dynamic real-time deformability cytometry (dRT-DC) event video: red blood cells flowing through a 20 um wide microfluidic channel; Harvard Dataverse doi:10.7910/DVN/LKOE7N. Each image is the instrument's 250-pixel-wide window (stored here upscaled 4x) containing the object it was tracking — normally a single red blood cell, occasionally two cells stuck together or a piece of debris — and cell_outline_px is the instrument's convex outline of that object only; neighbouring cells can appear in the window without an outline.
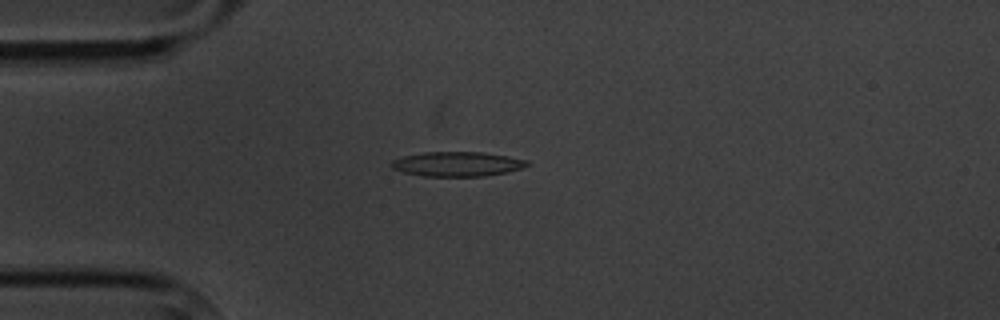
{"species": "common noctule bat (a hibernating species)", "species_latin": "Nyctalus noctula", "temperature_condition": "cold", "stored_images_in_passage": 6, "camera_frame_rate_fps": 3000, "um_per_image_px": 0.085, "animal": {"sex": "male", "body_mass_g": 20.1, "forearm_length_mm": 53.5}, "frame": {"image": 1, "passage_image": 2, "time_ms": 1.333, "image_size_px": [1000, 320], "cell_outline_px": [[532, 164], [520, 168], [504, 172], [484, 176], [424, 176], [404, 172], [392, 168], [388, 164], [392, 160], [404, 156], [424, 152], [480, 152], [508, 156], [528, 160]], "centroid_in_image_um": [38.85, 13.93], "position_along_channel_um": 46.2, "area_um2": 19.36}}
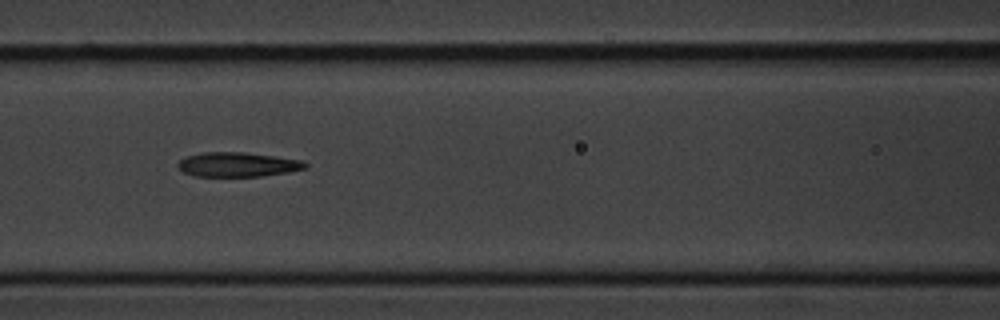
{"frame": {"image": 2, "passage_image": 5, "time_ms": 4.667, "image_size_px": [1000, 320], "cell_outline_px": [[308, 168], [288, 172], [260, 176], [192, 176], [184, 172], [176, 164], [180, 160], [188, 156], [204, 152], [244, 152], [300, 160], [308, 164]], "centroid_in_image_um": [20.2, 13.99], "position_along_channel_um": 146.4, "area_um2": 17.98}}
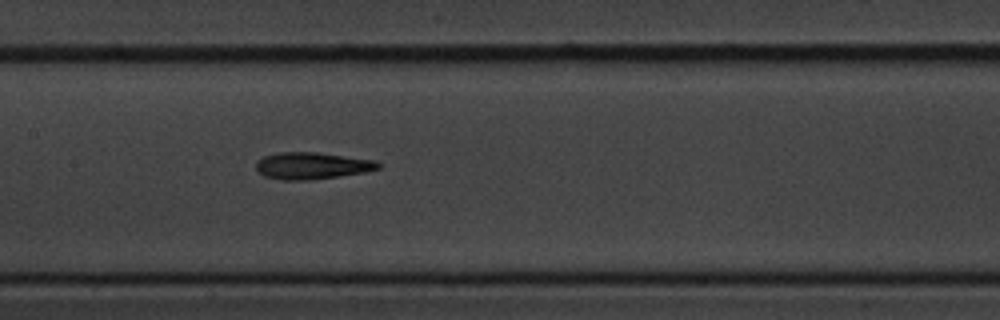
{"frame": {"image": 3, "passage_image": 6, "time_ms": 5.667, "image_size_px": [1000, 320], "cell_outline_px": [[380, 168], [364, 172], [340, 176], [308, 180], [284, 180], [264, 176], [256, 168], [256, 160], [264, 156], [280, 152], [316, 152], [376, 160], [380, 164]], "centroid_in_image_um": [26.51, 14.08], "position_along_channel_um": 180.9, "area_um2": 19.07}}